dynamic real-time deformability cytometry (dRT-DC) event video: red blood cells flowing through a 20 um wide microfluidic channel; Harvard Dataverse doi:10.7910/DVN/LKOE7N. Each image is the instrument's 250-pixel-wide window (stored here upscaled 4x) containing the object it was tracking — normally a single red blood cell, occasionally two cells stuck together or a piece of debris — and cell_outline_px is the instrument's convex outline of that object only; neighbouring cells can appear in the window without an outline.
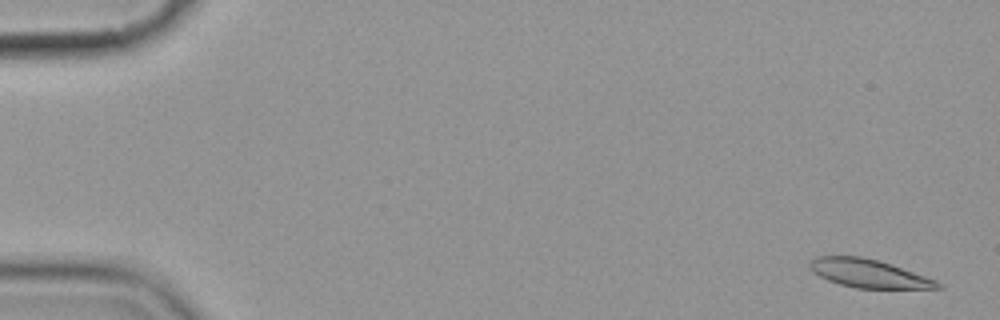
{"species": "common noctule bat (a hibernating species)", "species_latin": "Nyctalus noctula", "temperature_condition": "cold", "stored_images_in_passage": 5, "camera_frame_rate_fps": 3000, "um_per_image_px": 0.085, "animal": {"sex": "female", "body_mass_g": 19.9}, "frame": {"image": 1, "passage_image": 1, "time_ms": 0.0, "image_size_px": [1000, 320], "cell_outline_px": [[944, 288], [856, 288], [840, 284], [828, 280], [812, 272], [808, 268], [808, 264], [816, 256], [860, 256], [876, 260], [936, 280], [944, 284]], "centroid_in_image_um": [73.79, 23.25], "position_along_channel_um": 11.2, "area_um2": 20.75}}
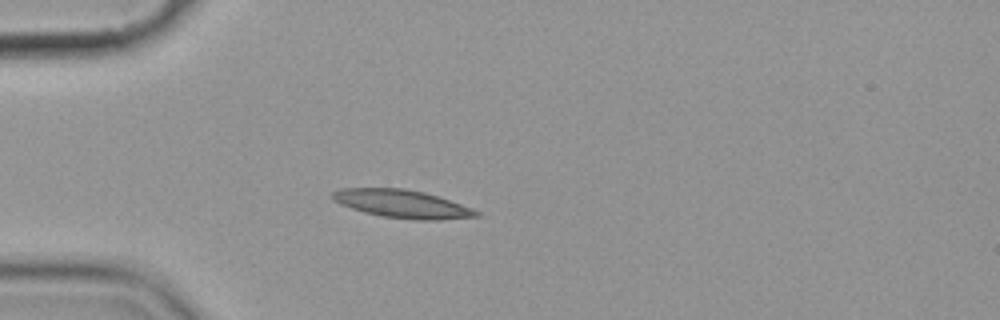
{"frame": {"image": 2, "passage_image": 5, "time_ms": 4.667, "image_size_px": [1000, 320], "cell_outline_px": [[480, 216], [440, 220], [412, 220], [384, 216], [364, 212], [340, 204], [332, 200], [332, 192], [340, 188], [404, 188], [424, 192], [472, 208], [480, 212]], "centroid_in_image_um": [34.17, 17.33], "position_along_channel_um": 50.8, "area_um2": 23.41}}